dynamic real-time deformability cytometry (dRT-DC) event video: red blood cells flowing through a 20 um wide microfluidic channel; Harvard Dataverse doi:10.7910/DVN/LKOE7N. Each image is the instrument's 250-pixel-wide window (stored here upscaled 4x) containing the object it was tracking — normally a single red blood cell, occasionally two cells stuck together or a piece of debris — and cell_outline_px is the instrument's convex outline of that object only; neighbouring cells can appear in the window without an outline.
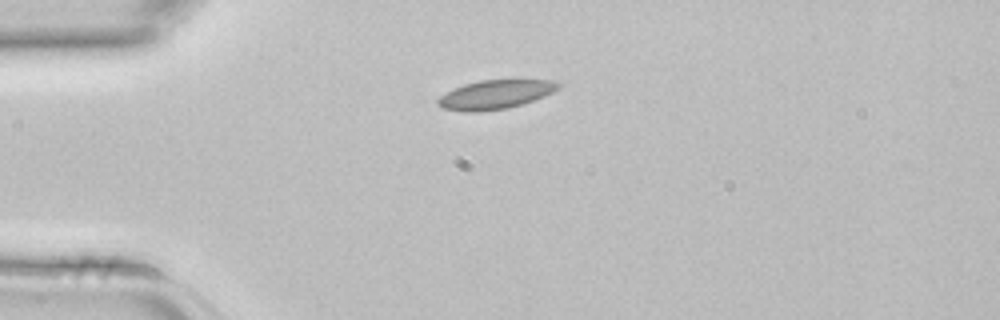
{"species": "common noctule bat (a hibernating species)", "species_latin": "Nyctalus noctula", "temperature_condition": "room temperature", "stored_images_in_passage": 1, "camera_frame_rate_fps": 3000, "um_per_image_px": 0.085, "animal": {"sex": "female", "body_mass_g": 22.7, "forearm_length_mm": 54.2}, "frame": {"image": 1, "passage_image": 1, "time_ms": 0.0, "image_size_px": [1000, 320], "cell_outline_px": [[560, 84], [552, 92], [544, 96], [508, 108], [480, 112], [464, 112], [444, 108], [436, 104], [436, 100], [440, 96], [464, 84], [480, 80], [552, 80]], "centroid_in_image_um": [42.05, 8.04], "position_along_channel_um": 43.0, "area_um2": 20.0}}